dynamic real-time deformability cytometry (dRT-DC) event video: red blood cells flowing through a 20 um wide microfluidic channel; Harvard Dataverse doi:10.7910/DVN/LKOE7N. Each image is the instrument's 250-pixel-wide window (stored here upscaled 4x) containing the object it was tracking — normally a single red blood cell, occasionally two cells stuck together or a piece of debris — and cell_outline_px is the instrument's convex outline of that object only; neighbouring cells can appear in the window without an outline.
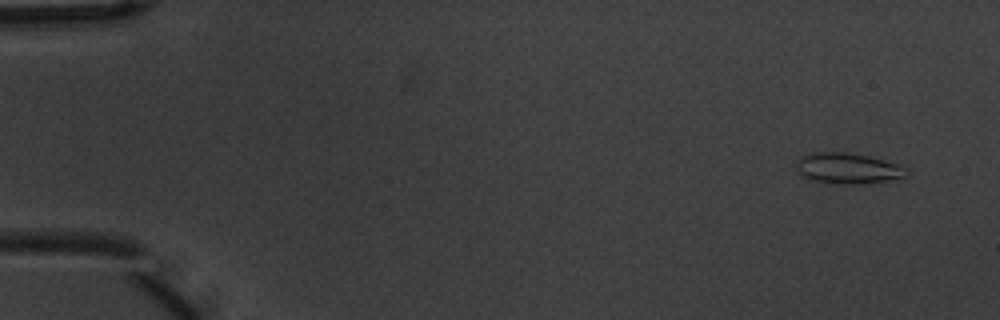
{"species": "common noctule bat (a hibernating species)", "species_latin": "Nyctalus noctula", "temperature_condition": "warm", "stored_images_in_passage": 6, "camera_frame_rate_fps": 3000, "um_per_image_px": 0.085, "animal": {"sex": "male", "body_mass_g": 20.1, "forearm_length_mm": 53.5}, "frame": {"image": 1, "passage_image": 1, "time_ms": 0.0, "image_size_px": [1000, 320], "cell_outline_px": [[908, 172], [904, 176], [888, 180], [860, 184], [836, 184], [812, 180], [800, 176], [796, 168], [796, 160], [812, 152], [848, 152], [868, 156], [896, 164], [908, 168]], "centroid_in_image_um": [72.01, 14.31], "position_along_channel_um": 13.0, "area_um2": 19.71}}
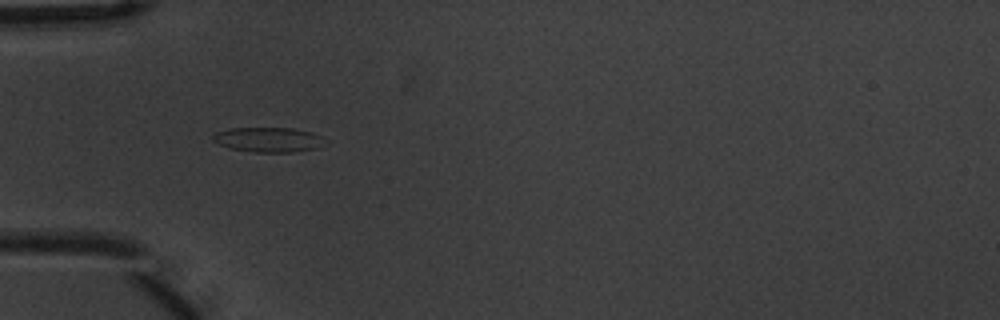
{"frame": {"image": 2, "passage_image": 5, "time_ms": 1.333, "image_size_px": [1000, 320], "cell_outline_px": [[320, 136], [316, 148], [292, 152], [256, 152], [228, 148], [212, 140], [212, 136], [216, 132], [228, 128], [292, 128], [312, 132]], "centroid_in_image_um": [22.68, 11.86], "position_along_channel_um": 62.3, "area_um2": 15.78}}
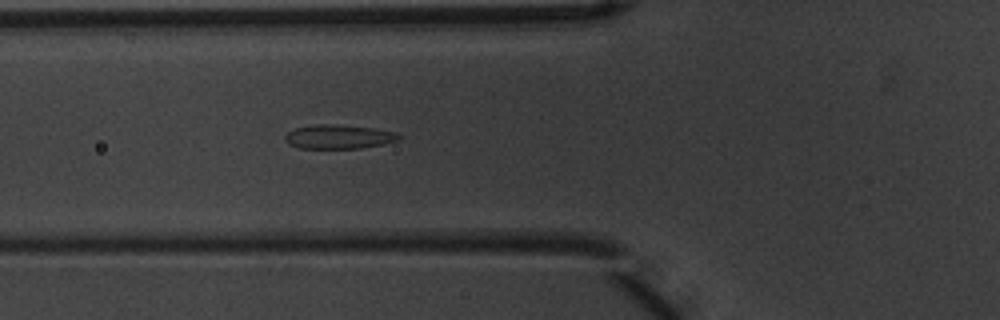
{"frame": {"image": 3, "passage_image": 6, "time_ms": 1.667, "image_size_px": [1000, 320], "cell_outline_px": [[400, 140], [384, 144], [360, 148], [296, 148], [288, 144], [284, 140], [284, 136], [288, 132], [296, 128], [316, 124], [328, 124], [372, 128], [396, 132], [400, 136]], "centroid_in_image_um": [28.76, 11.63], "position_along_channel_um": 97.0, "area_um2": 15.9}}